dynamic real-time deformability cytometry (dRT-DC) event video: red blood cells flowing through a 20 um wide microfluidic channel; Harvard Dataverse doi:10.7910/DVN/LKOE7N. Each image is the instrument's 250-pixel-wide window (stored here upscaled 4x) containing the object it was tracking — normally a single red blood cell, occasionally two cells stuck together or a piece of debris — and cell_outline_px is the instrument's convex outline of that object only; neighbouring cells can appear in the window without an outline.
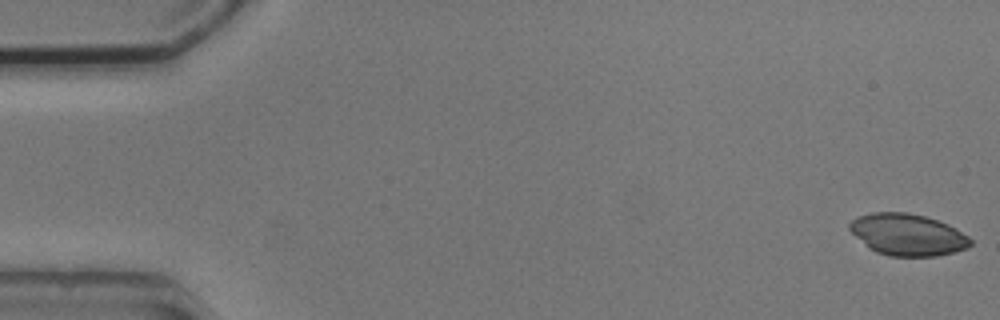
{"species": "common noctule bat (a hibernating species)", "species_latin": "Nyctalus noctula", "temperature_condition": "cold", "stored_images_in_passage": 5, "camera_frame_rate_fps": 3000, "um_per_image_px": 0.085, "animal": {"sex": "male", "body_mass_g": 20.5, "forearm_length_mm": 52.5}, "frame": {"image": 1, "passage_image": 1, "time_ms": 0.0, "image_size_px": [1000, 320], "cell_outline_px": [[972, 244], [968, 248], [936, 256], [888, 256], [876, 252], [868, 248], [848, 228], [848, 224], [856, 216], [872, 212], [908, 212], [924, 216], [948, 224], [956, 228], [968, 236], [972, 240]], "centroid_in_image_um": [77.13, 19.94], "position_along_channel_um": 7.9, "area_um2": 29.48}}